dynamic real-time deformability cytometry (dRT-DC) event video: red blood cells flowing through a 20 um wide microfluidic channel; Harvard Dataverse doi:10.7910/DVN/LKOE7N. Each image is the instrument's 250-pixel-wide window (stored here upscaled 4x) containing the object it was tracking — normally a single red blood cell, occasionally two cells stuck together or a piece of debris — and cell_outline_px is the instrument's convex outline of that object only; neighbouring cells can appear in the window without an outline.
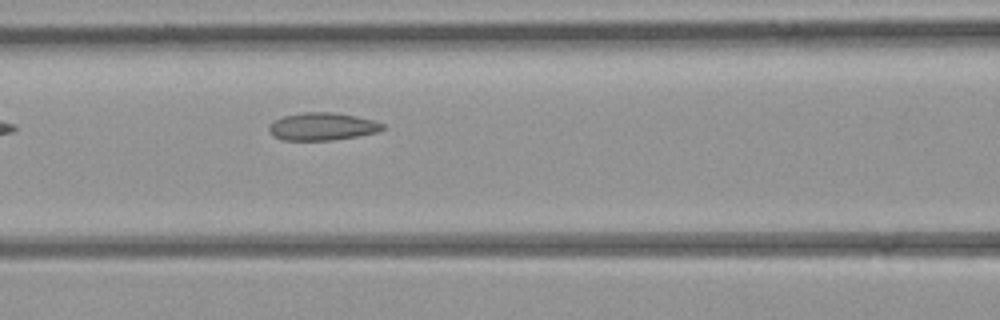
{"species": "common noctule bat (a hibernating species)", "species_latin": "Nyctalus noctula", "temperature_condition": "room temperature", "stored_images_in_passage": 4, "camera_frame_rate_fps": 3000, "um_per_image_px": 0.085, "animal": {"sex": "female", "body_mass_g": 21.9}, "frame": {"image": 1, "passage_image": 3, "time_ms": 2.333, "image_size_px": [1000, 320], "cell_outline_px": [[384, 128], [376, 132], [356, 136], [332, 140], [280, 140], [272, 136], [268, 128], [276, 120], [284, 116], [304, 112], [336, 112], [356, 116], [372, 120], [384, 124]], "centroid_in_image_um": [27.38, 10.75], "position_along_channel_um": 139.2, "area_um2": 18.15}}